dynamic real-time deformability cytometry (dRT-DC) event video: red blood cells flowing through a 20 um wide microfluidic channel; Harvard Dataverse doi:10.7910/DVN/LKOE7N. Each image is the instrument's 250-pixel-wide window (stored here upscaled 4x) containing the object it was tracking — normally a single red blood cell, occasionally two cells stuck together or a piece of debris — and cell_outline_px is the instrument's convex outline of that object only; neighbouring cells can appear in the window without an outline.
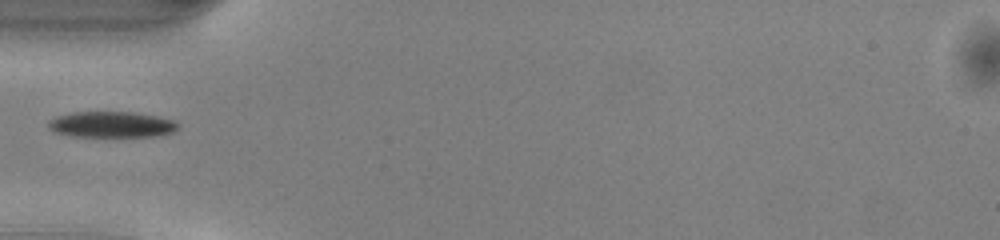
{"species": "common noctule bat (a hibernating species)", "species_latin": "Nyctalus noctula", "temperature_condition": "warm", "stored_images_in_passage": 35, "camera_frame_rate_fps": 3000, "um_per_image_px": 0.085, "animal": {"sex": "male", "body_mass_g": 13.0, "forearm_length_mm": 53.1}, "frame": {"image": 1, "passage_image": 1, "time_ms": 0.0, "image_size_px": [1000, 240], "cell_outline_px": [[180, 128], [172, 132], [152, 136], [72, 136], [56, 132], [48, 128], [48, 120], [56, 116], [72, 112], [132, 112], [156, 116], [172, 120], [180, 124]], "centroid_in_image_um": [9.46, 10.57], "position_along_channel_um": 75.5, "area_um2": 19.48}}
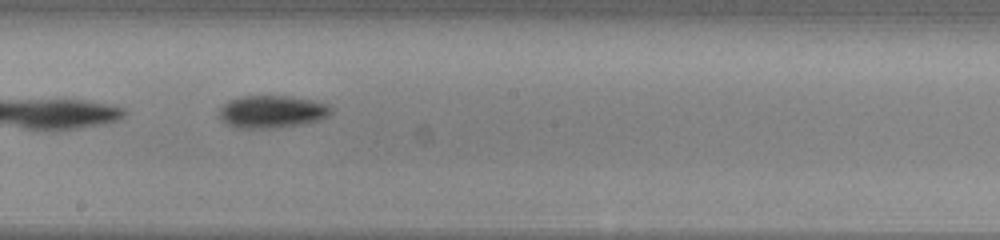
{"frame": {"image": 2, "passage_image": 12, "time_ms": 3.667, "image_size_px": [1000, 240], "cell_outline_px": [[332, 112], [328, 116], [320, 120], [300, 124], [272, 128], [236, 128], [228, 124], [216, 116], [216, 112], [228, 100], [240, 96], [288, 96], [316, 100], [328, 104], [332, 108]], "centroid_in_image_um": [23.09, 9.48], "position_along_channel_um": 225.1, "area_um2": 21.5}}
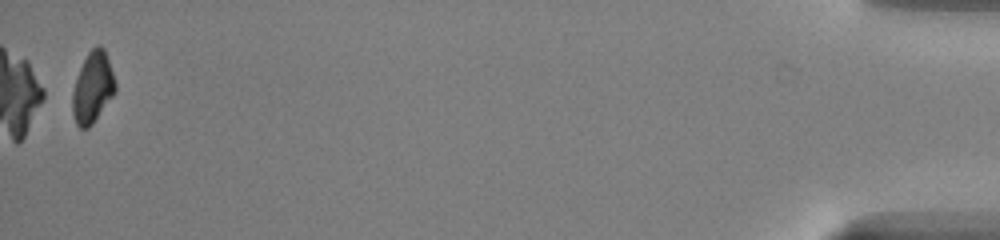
{"frame": {"image": 3, "passage_image": 34, "time_ms": 11.0, "image_size_px": [1000, 240], "cell_outline_px": [[116, 88], [112, 96], [92, 124], [88, 128], [80, 128], [76, 124], [72, 112], [72, 92], [80, 68], [88, 52], [96, 44], [100, 44], [104, 48], [116, 84]], "centroid_in_image_um": [7.86, 7.43], "position_along_channel_um": 427.3, "area_um2": 17.46}}